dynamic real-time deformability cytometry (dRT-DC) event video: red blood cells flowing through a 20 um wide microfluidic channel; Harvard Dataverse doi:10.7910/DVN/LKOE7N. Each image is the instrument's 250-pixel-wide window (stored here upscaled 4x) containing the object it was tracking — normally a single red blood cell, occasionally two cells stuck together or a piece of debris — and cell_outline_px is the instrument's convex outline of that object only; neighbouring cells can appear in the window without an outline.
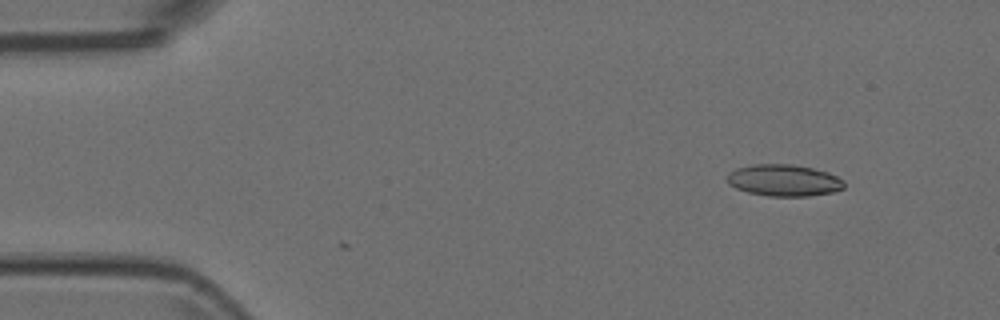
{"species": "Egyptian fruit bat (a non-hibernating species)", "species_latin": "Rousettus aegyptiacus", "temperature_condition": "room temperature", "stored_images_in_passage": 2, "camera_frame_rate_fps": 3000, "um_per_image_px": 0.085, "animal": {"sex": "female"}, "frame": {"image": 1, "passage_image": 2, "time_ms": 0.333, "image_size_px": [1000, 320], "cell_outline_px": [[844, 188], [832, 192], [808, 196], [768, 196], [748, 192], [736, 188], [728, 184], [728, 172], [736, 168], [756, 164], [792, 164], [812, 168], [828, 172], [844, 180]], "centroid_in_image_um": [66.63, 15.33], "position_along_channel_um": 18.4, "area_um2": 21.56}}